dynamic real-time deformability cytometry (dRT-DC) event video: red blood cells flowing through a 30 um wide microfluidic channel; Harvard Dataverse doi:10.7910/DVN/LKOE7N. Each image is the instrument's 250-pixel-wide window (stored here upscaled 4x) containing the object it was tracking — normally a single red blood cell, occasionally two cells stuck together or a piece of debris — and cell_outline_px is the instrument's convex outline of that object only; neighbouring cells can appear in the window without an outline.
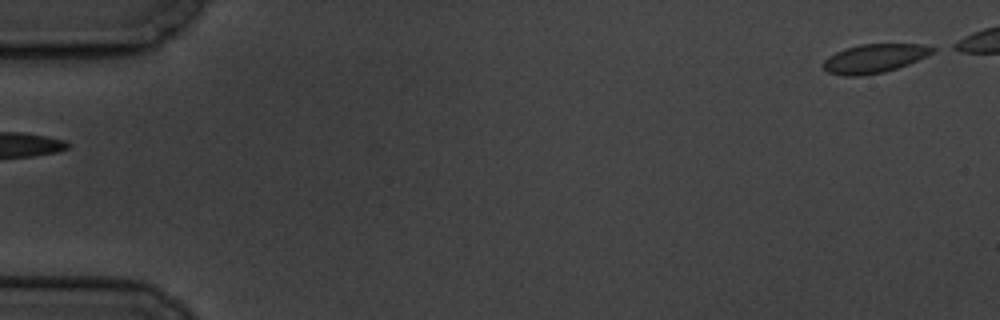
{"species": "common noctule bat (a hibernating species)", "species_latin": "Nyctalus noctula", "temperature_condition": "cold", "stored_images_in_passage": 7, "segment_of_instrument_passage": [2, 2], "camera_frame_rate_fps": 3000, "um_per_image_px": 0.085, "animal": {"sex": "male", "body_mass_g": 19.5, "forearm_length_mm": 54.6}, "frame": {"image": 1, "passage_image": 7, "time_ms": 6.667, "image_size_px": [1000, 320], "cell_outline_px": [[936, 48], [932, 52], [908, 64], [884, 72], [860, 76], [844, 76], [828, 72], [824, 68], [824, 60], [828, 56], [844, 48], [860, 44], [924, 44]], "centroid_in_image_um": [74.28, 4.96], "position_along_channel_um": 10.7, "area_um2": 18.15}}